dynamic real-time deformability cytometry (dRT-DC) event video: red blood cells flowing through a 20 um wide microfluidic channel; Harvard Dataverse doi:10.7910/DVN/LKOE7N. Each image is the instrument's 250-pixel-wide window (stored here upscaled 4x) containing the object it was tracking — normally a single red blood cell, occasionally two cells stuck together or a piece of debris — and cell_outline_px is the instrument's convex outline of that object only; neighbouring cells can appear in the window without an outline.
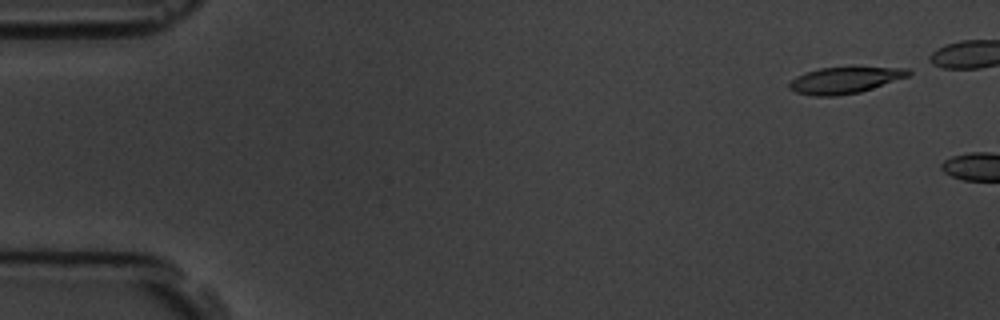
{"species": "common noctule bat (a hibernating species)", "species_latin": "Nyctalus noctula", "temperature_condition": "room temperature", "stored_images_in_passage": 3, "camera_frame_rate_fps": 3000, "um_per_image_px": 0.085, "animal": {"sex": "male", "body_mass_g": 19.5, "forearm_length_mm": 54.6}, "frame": {"image": 1, "passage_image": 1, "time_ms": 0.0, "image_size_px": [1000, 320], "cell_outline_px": [[912, 72], [908, 76], [860, 92], [836, 96], [812, 96], [796, 92], [788, 88], [788, 84], [796, 76], [804, 72], [820, 68], [852, 64], [908, 68]], "centroid_in_image_um": [71.83, 6.75], "position_along_channel_um": 13.2, "area_um2": 19.31}}